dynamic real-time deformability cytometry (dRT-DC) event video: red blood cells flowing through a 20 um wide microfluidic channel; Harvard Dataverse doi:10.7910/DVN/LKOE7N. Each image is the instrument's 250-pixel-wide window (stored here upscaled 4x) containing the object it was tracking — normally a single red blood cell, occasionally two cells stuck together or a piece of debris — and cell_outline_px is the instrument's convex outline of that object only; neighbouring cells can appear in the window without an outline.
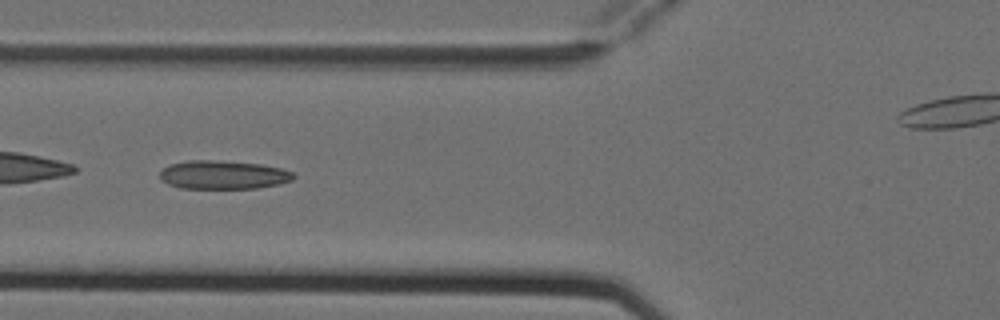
{"species": "Egyptian fruit bat (a non-hibernating species)", "species_latin": "Rousettus aegyptiacus", "temperature_condition": "cold", "stored_images_in_passage": 6, "camera_frame_rate_fps": 3000, "um_per_image_px": 0.085, "animal": {"sex": "female"}, "frame": {"image": 1, "passage_image": 4, "time_ms": 1.0, "image_size_px": [1000, 320], "cell_outline_px": [[296, 176], [292, 180], [280, 184], [256, 188], [180, 188], [168, 184], [160, 180], [160, 172], [164, 168], [172, 164], [188, 160], [212, 160], [260, 164], [280, 168], [292, 172]], "centroid_in_image_um": [18.97, 14.86], "position_along_channel_um": 106.8, "area_um2": 22.14}}
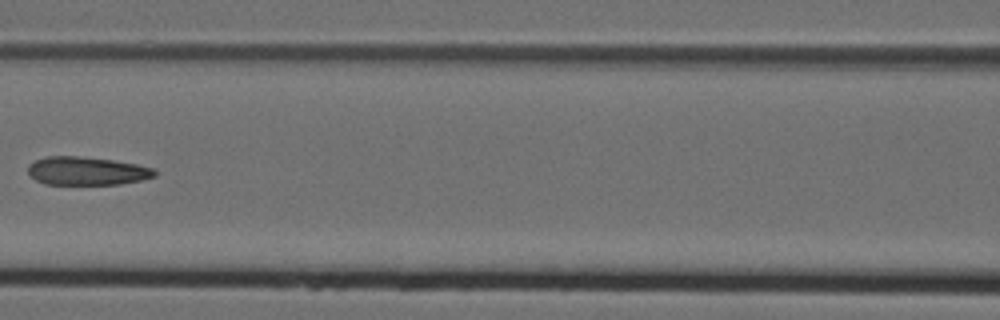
{"frame": {"image": 2, "passage_image": 5, "time_ms": 1.333, "image_size_px": [1000, 320], "cell_outline_px": [[156, 176], [140, 180], [120, 184], [44, 184], [36, 180], [28, 172], [28, 164], [36, 160], [48, 156], [76, 156], [112, 160], [136, 164], [152, 168], [156, 172]], "centroid_in_image_um": [7.36, 14.53], "position_along_channel_um": 159.2, "area_um2": 20.69}}
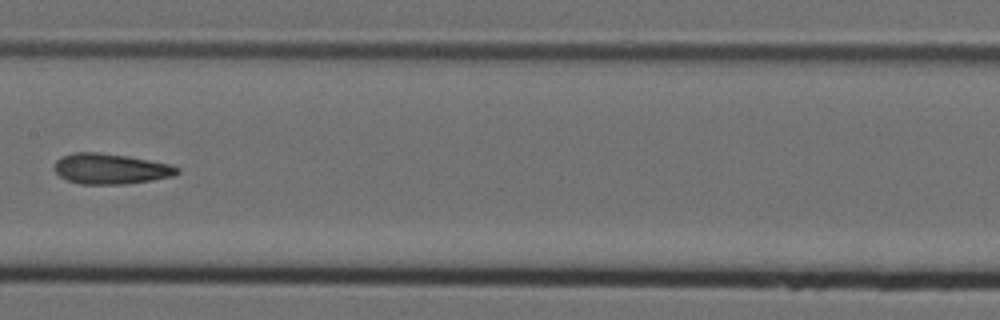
{"frame": {"image": 3, "passage_image": 6, "time_ms": 1.667, "image_size_px": [1000, 320], "cell_outline_px": [[180, 172], [172, 176], [152, 180], [124, 184], [80, 184], [68, 180], [60, 176], [52, 168], [56, 160], [60, 156], [72, 152], [96, 152], [128, 156], [172, 164], [180, 168]], "centroid_in_image_um": [9.38, 14.34], "position_along_channel_um": 198.0, "area_um2": 22.02}}